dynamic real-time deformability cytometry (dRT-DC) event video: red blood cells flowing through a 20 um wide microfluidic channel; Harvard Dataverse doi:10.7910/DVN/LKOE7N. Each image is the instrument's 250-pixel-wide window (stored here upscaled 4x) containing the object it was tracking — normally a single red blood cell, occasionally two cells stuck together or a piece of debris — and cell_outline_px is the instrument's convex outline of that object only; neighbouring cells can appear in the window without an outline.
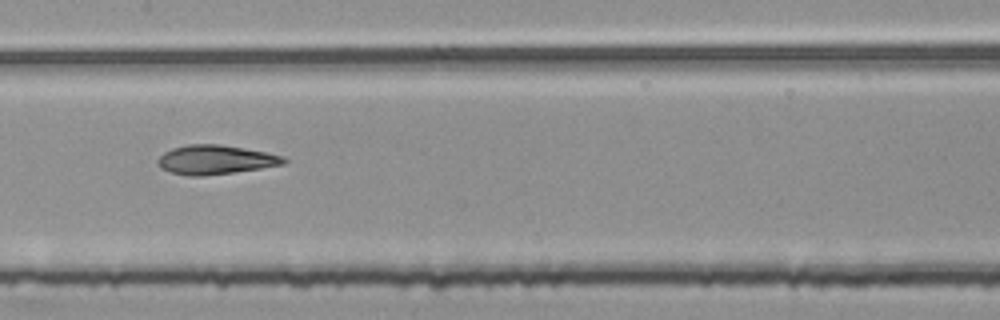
{"species": "common noctule bat (a hibernating species)", "species_latin": "Nyctalus noctula", "temperature_condition": "room temperature", "stored_images_in_passage": 50, "camera_frame_rate_fps": 3000, "um_per_image_px": 0.085, "animal": {"sex": "female", "body_mass_g": 25.1}, "frame": {"image": 1, "passage_image": 27, "time_ms": 8.667, "image_size_px": [1000, 320], "cell_outline_px": [[288, 160], [284, 164], [260, 168], [204, 176], [188, 176], [172, 172], [160, 168], [156, 164], [156, 160], [164, 152], [172, 148], [188, 144], [220, 144], [244, 148], [284, 156]], "centroid_in_image_um": [18.27, 13.57], "position_along_channel_um": 189.1, "area_um2": 21.39}}
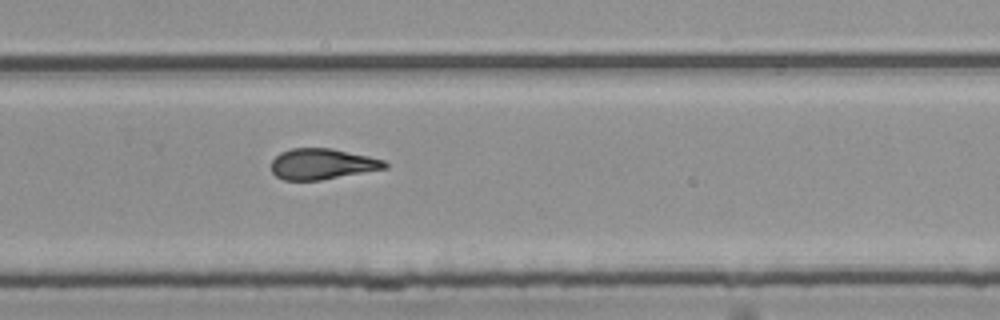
{"frame": {"image": 2, "passage_image": 36, "time_ms": 11.667, "image_size_px": [1000, 320], "cell_outline_px": [[388, 168], [320, 180], [284, 180], [276, 176], [272, 172], [272, 160], [280, 152], [292, 148], [332, 148], [368, 156], [384, 160], [388, 164]], "centroid_in_image_um": [27.39, 13.93], "position_along_channel_um": 302.4, "area_um2": 20.35}}
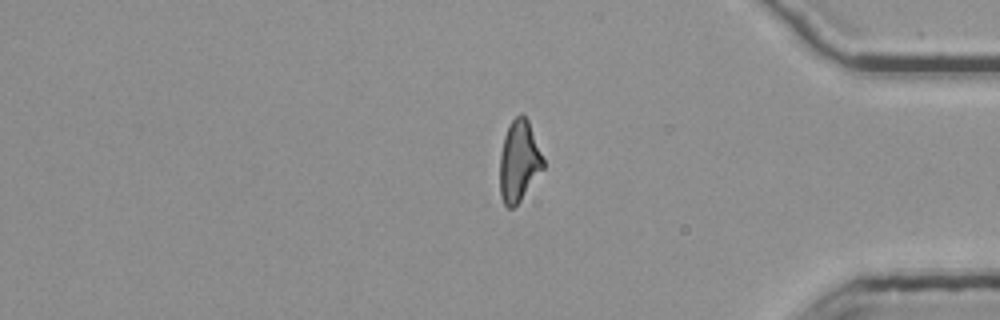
{"frame": {"image": 3, "passage_image": 45, "time_ms": 14.667, "image_size_px": [1000, 320], "cell_outline_px": [[544, 168], [520, 200], [512, 208], [508, 208], [504, 204], [500, 196], [500, 156], [504, 136], [512, 120], [520, 112], [528, 120], [544, 160]], "centroid_in_image_um": [44.1, 13.7], "position_along_channel_um": 391.1, "area_um2": 20.23}, "authors_computed_cell_mechanics": {"area_um2": 21.3571, "velocity_mm_per_s": 3.8078, "shape_relaxation_time_tau1_ms": null, "shape_relaxation_time_tau2_ms": 3.4773, "deformation_change_tau1": null, "deformation_change_tau2": 0.1205}}